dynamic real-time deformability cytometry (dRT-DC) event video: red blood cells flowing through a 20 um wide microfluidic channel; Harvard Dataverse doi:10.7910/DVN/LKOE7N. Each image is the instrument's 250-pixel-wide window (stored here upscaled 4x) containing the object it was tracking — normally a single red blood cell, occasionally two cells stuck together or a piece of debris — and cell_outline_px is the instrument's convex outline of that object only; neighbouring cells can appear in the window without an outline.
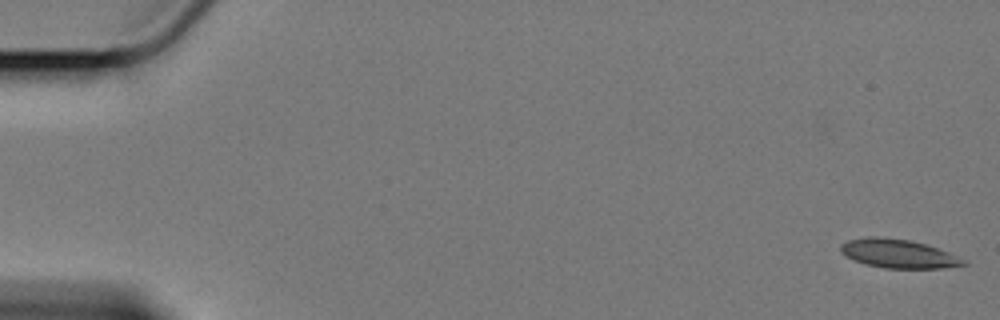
{"species": "Egyptian fruit bat (a non-hibernating species)", "species_latin": "Rousettus aegyptiacus", "temperature_condition": "cold", "stored_images_in_passage": 59, "camera_frame_rate_fps": 3000, "um_per_image_px": 0.085, "animal": {"sex": "female"}, "frame": {"image": 1, "passage_image": 1, "time_ms": 0.0, "image_size_px": [1000, 320], "cell_outline_px": [[968, 264], [940, 268], [884, 268], [868, 264], [856, 260], [840, 252], [840, 244], [848, 240], [868, 236], [876, 236], [908, 240], [924, 244], [948, 252], [968, 260]], "centroid_in_image_um": [76.37, 21.55], "position_along_channel_um": 8.6, "area_um2": 20.29}}
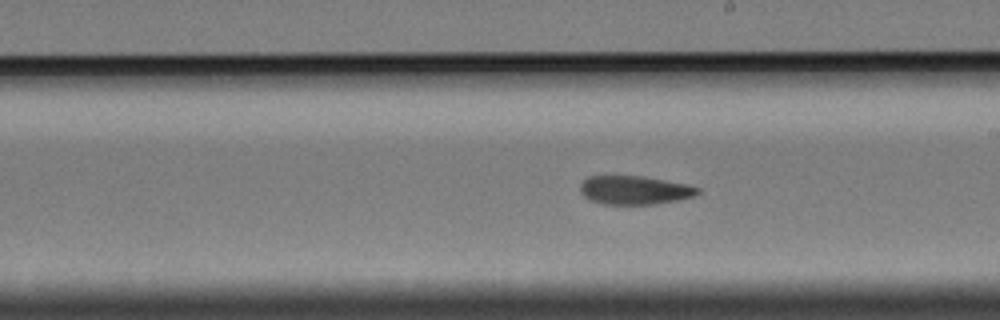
{"frame": {"image": 2, "passage_image": 34, "time_ms": 11.0, "image_size_px": [1000, 320], "cell_outline_px": [[700, 192], [696, 196], [680, 200], [656, 204], [600, 204], [588, 200], [580, 192], [580, 184], [588, 176], [644, 176], [688, 184], [700, 188]], "centroid_in_image_um": [53.96, 16.17], "position_along_channel_um": 235.0, "area_um2": 19.94}}
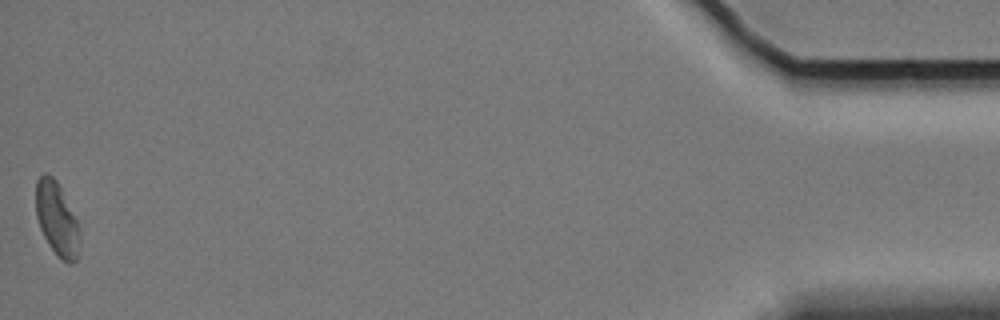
{"frame": {"image": 3, "passage_image": 59, "time_ms": 19.333, "image_size_px": [1000, 320], "cell_outline_px": [[80, 244], [76, 260], [72, 264], [60, 260], [56, 256], [48, 244], [40, 228], [36, 216], [36, 180], [44, 172], [52, 176], [56, 180], [76, 220], [80, 232]], "centroid_in_image_um": [4.82, 18.66], "position_along_channel_um": 430.4, "area_um2": 18.73}, "authors_computed_cell_mechanics": {"area_um2": 20.519, "velocity_mm_per_s": 3.3955, "shape_relaxation_time_tau1_ms": 5.8391, "shape_relaxation_time_tau2_ms": 5.4224, "deformation_change_tau1": 0.1445, "deformation_change_tau2": 0.1218}}